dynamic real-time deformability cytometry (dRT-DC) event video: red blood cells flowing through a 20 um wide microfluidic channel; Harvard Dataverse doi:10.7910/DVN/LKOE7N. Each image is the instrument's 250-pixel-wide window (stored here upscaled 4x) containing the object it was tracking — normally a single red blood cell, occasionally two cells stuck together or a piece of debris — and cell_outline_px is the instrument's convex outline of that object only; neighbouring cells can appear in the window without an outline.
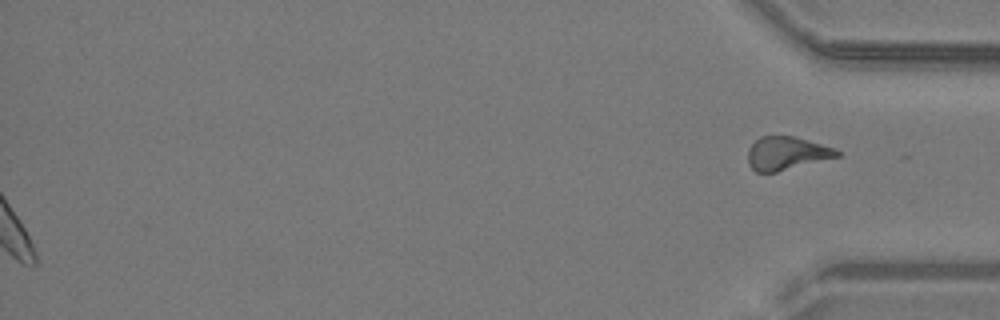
{"species": "common noctule bat (a hibernating species)", "species_latin": "Nyctalus noctula", "temperature_condition": "warm", "stored_images_in_passage": 43, "segment_of_instrument_passage": [2, 2], "camera_frame_rate_fps": 3000, "um_per_image_px": 0.085, "animal": {"sex": "male", "body_mass_g": 19.2, "forearm_length_mm": 51.8}, "frame": {"image": 1, "passage_image": 43, "time_ms": 14.0, "image_size_px": [1000, 320], "cell_outline_px": [[840, 156], [776, 172], [756, 172], [748, 164], [748, 148], [760, 136], [792, 136], [808, 140], [836, 148], [840, 152]], "centroid_in_image_um": [66.86, 13.03], "position_along_channel_um": 368.3, "area_um2": 17.22}}